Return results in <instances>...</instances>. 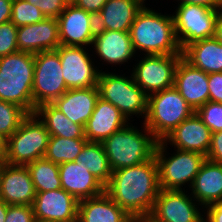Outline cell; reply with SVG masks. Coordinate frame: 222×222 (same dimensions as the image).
Segmentation results:
<instances>
[{
    "mask_svg": "<svg viewBox=\"0 0 222 222\" xmlns=\"http://www.w3.org/2000/svg\"><path fill=\"white\" fill-rule=\"evenodd\" d=\"M160 191L155 157L111 173L105 193L136 222H144L151 214Z\"/></svg>",
    "mask_w": 222,
    "mask_h": 222,
    "instance_id": "obj_1",
    "label": "cell"
},
{
    "mask_svg": "<svg viewBox=\"0 0 222 222\" xmlns=\"http://www.w3.org/2000/svg\"><path fill=\"white\" fill-rule=\"evenodd\" d=\"M129 34L135 52L142 50L145 55L182 54L173 16L162 15L145 5L137 13Z\"/></svg>",
    "mask_w": 222,
    "mask_h": 222,
    "instance_id": "obj_2",
    "label": "cell"
},
{
    "mask_svg": "<svg viewBox=\"0 0 222 222\" xmlns=\"http://www.w3.org/2000/svg\"><path fill=\"white\" fill-rule=\"evenodd\" d=\"M34 54L18 51L0 58V100L33 114Z\"/></svg>",
    "mask_w": 222,
    "mask_h": 222,
    "instance_id": "obj_3",
    "label": "cell"
},
{
    "mask_svg": "<svg viewBox=\"0 0 222 222\" xmlns=\"http://www.w3.org/2000/svg\"><path fill=\"white\" fill-rule=\"evenodd\" d=\"M144 133L128 124L101 142L112 171L141 164L154 156L158 140L144 125Z\"/></svg>",
    "mask_w": 222,
    "mask_h": 222,
    "instance_id": "obj_4",
    "label": "cell"
},
{
    "mask_svg": "<svg viewBox=\"0 0 222 222\" xmlns=\"http://www.w3.org/2000/svg\"><path fill=\"white\" fill-rule=\"evenodd\" d=\"M194 110L173 86L148 96L145 125L158 140H163Z\"/></svg>",
    "mask_w": 222,
    "mask_h": 222,
    "instance_id": "obj_5",
    "label": "cell"
},
{
    "mask_svg": "<svg viewBox=\"0 0 222 222\" xmlns=\"http://www.w3.org/2000/svg\"><path fill=\"white\" fill-rule=\"evenodd\" d=\"M50 134L35 114H29L7 139L5 163L27 165L44 158Z\"/></svg>",
    "mask_w": 222,
    "mask_h": 222,
    "instance_id": "obj_6",
    "label": "cell"
},
{
    "mask_svg": "<svg viewBox=\"0 0 222 222\" xmlns=\"http://www.w3.org/2000/svg\"><path fill=\"white\" fill-rule=\"evenodd\" d=\"M167 142L158 141L154 157L158 165L159 187L167 190H182L181 186L190 182L200 171L206 156L195 151L176 149V154L166 157Z\"/></svg>",
    "mask_w": 222,
    "mask_h": 222,
    "instance_id": "obj_7",
    "label": "cell"
},
{
    "mask_svg": "<svg viewBox=\"0 0 222 222\" xmlns=\"http://www.w3.org/2000/svg\"><path fill=\"white\" fill-rule=\"evenodd\" d=\"M129 78L100 71L99 97L117 107L128 121L132 114L143 115L145 119L148 95L134 82L132 75Z\"/></svg>",
    "mask_w": 222,
    "mask_h": 222,
    "instance_id": "obj_8",
    "label": "cell"
},
{
    "mask_svg": "<svg viewBox=\"0 0 222 222\" xmlns=\"http://www.w3.org/2000/svg\"><path fill=\"white\" fill-rule=\"evenodd\" d=\"M67 90L58 52L52 50L34 54L33 114L38 106L53 103Z\"/></svg>",
    "mask_w": 222,
    "mask_h": 222,
    "instance_id": "obj_9",
    "label": "cell"
},
{
    "mask_svg": "<svg viewBox=\"0 0 222 222\" xmlns=\"http://www.w3.org/2000/svg\"><path fill=\"white\" fill-rule=\"evenodd\" d=\"M218 12L201 5L178 3L172 16L182 51L194 42L214 37Z\"/></svg>",
    "mask_w": 222,
    "mask_h": 222,
    "instance_id": "obj_10",
    "label": "cell"
},
{
    "mask_svg": "<svg viewBox=\"0 0 222 222\" xmlns=\"http://www.w3.org/2000/svg\"><path fill=\"white\" fill-rule=\"evenodd\" d=\"M144 57L135 65V68L133 67L134 82L148 96L173 87L175 70L183 55H145Z\"/></svg>",
    "mask_w": 222,
    "mask_h": 222,
    "instance_id": "obj_11",
    "label": "cell"
},
{
    "mask_svg": "<svg viewBox=\"0 0 222 222\" xmlns=\"http://www.w3.org/2000/svg\"><path fill=\"white\" fill-rule=\"evenodd\" d=\"M192 197L185 194V189H160L153 210L144 222H202L204 217Z\"/></svg>",
    "mask_w": 222,
    "mask_h": 222,
    "instance_id": "obj_12",
    "label": "cell"
},
{
    "mask_svg": "<svg viewBox=\"0 0 222 222\" xmlns=\"http://www.w3.org/2000/svg\"><path fill=\"white\" fill-rule=\"evenodd\" d=\"M86 47L60 45L56 51L67 89L97 87L100 70L93 66Z\"/></svg>",
    "mask_w": 222,
    "mask_h": 222,
    "instance_id": "obj_13",
    "label": "cell"
},
{
    "mask_svg": "<svg viewBox=\"0 0 222 222\" xmlns=\"http://www.w3.org/2000/svg\"><path fill=\"white\" fill-rule=\"evenodd\" d=\"M60 45L92 46L96 32V17L69 2L57 18Z\"/></svg>",
    "mask_w": 222,
    "mask_h": 222,
    "instance_id": "obj_14",
    "label": "cell"
},
{
    "mask_svg": "<svg viewBox=\"0 0 222 222\" xmlns=\"http://www.w3.org/2000/svg\"><path fill=\"white\" fill-rule=\"evenodd\" d=\"M36 190L26 165L0 166V199L8 205L32 206Z\"/></svg>",
    "mask_w": 222,
    "mask_h": 222,
    "instance_id": "obj_15",
    "label": "cell"
},
{
    "mask_svg": "<svg viewBox=\"0 0 222 222\" xmlns=\"http://www.w3.org/2000/svg\"><path fill=\"white\" fill-rule=\"evenodd\" d=\"M78 203L73 195L59 188L36 193L33 210L39 220L53 222H77Z\"/></svg>",
    "mask_w": 222,
    "mask_h": 222,
    "instance_id": "obj_16",
    "label": "cell"
},
{
    "mask_svg": "<svg viewBox=\"0 0 222 222\" xmlns=\"http://www.w3.org/2000/svg\"><path fill=\"white\" fill-rule=\"evenodd\" d=\"M174 87L194 112L209 101L208 74L192 66L183 57L175 70Z\"/></svg>",
    "mask_w": 222,
    "mask_h": 222,
    "instance_id": "obj_17",
    "label": "cell"
},
{
    "mask_svg": "<svg viewBox=\"0 0 222 222\" xmlns=\"http://www.w3.org/2000/svg\"><path fill=\"white\" fill-rule=\"evenodd\" d=\"M60 46L57 18H44L42 21L18 27L17 48L32 54L56 50Z\"/></svg>",
    "mask_w": 222,
    "mask_h": 222,
    "instance_id": "obj_18",
    "label": "cell"
},
{
    "mask_svg": "<svg viewBox=\"0 0 222 222\" xmlns=\"http://www.w3.org/2000/svg\"><path fill=\"white\" fill-rule=\"evenodd\" d=\"M211 130L203 123L194 112L189 118L181 122L164 139V142L172 143L174 148L183 151H195L205 156L211 145Z\"/></svg>",
    "mask_w": 222,
    "mask_h": 222,
    "instance_id": "obj_19",
    "label": "cell"
},
{
    "mask_svg": "<svg viewBox=\"0 0 222 222\" xmlns=\"http://www.w3.org/2000/svg\"><path fill=\"white\" fill-rule=\"evenodd\" d=\"M59 177L61 188L79 201L105 192V186L81 162L59 164Z\"/></svg>",
    "mask_w": 222,
    "mask_h": 222,
    "instance_id": "obj_20",
    "label": "cell"
},
{
    "mask_svg": "<svg viewBox=\"0 0 222 222\" xmlns=\"http://www.w3.org/2000/svg\"><path fill=\"white\" fill-rule=\"evenodd\" d=\"M126 123L129 124L128 120L117 107L99 97L84 127L85 138L88 142H102L126 126Z\"/></svg>",
    "mask_w": 222,
    "mask_h": 222,
    "instance_id": "obj_21",
    "label": "cell"
},
{
    "mask_svg": "<svg viewBox=\"0 0 222 222\" xmlns=\"http://www.w3.org/2000/svg\"><path fill=\"white\" fill-rule=\"evenodd\" d=\"M146 0H108L96 16V30L129 32Z\"/></svg>",
    "mask_w": 222,
    "mask_h": 222,
    "instance_id": "obj_22",
    "label": "cell"
},
{
    "mask_svg": "<svg viewBox=\"0 0 222 222\" xmlns=\"http://www.w3.org/2000/svg\"><path fill=\"white\" fill-rule=\"evenodd\" d=\"M99 98L98 87L68 89L52 104L76 124L85 127Z\"/></svg>",
    "mask_w": 222,
    "mask_h": 222,
    "instance_id": "obj_23",
    "label": "cell"
},
{
    "mask_svg": "<svg viewBox=\"0 0 222 222\" xmlns=\"http://www.w3.org/2000/svg\"><path fill=\"white\" fill-rule=\"evenodd\" d=\"M92 45L101 60L110 64L128 62L136 53L129 32L96 30Z\"/></svg>",
    "mask_w": 222,
    "mask_h": 222,
    "instance_id": "obj_24",
    "label": "cell"
},
{
    "mask_svg": "<svg viewBox=\"0 0 222 222\" xmlns=\"http://www.w3.org/2000/svg\"><path fill=\"white\" fill-rule=\"evenodd\" d=\"M77 222H136L105 192L78 203Z\"/></svg>",
    "mask_w": 222,
    "mask_h": 222,
    "instance_id": "obj_25",
    "label": "cell"
},
{
    "mask_svg": "<svg viewBox=\"0 0 222 222\" xmlns=\"http://www.w3.org/2000/svg\"><path fill=\"white\" fill-rule=\"evenodd\" d=\"M193 201L205 208L222 201V164L206 159L191 185ZM195 199V200H194Z\"/></svg>",
    "mask_w": 222,
    "mask_h": 222,
    "instance_id": "obj_26",
    "label": "cell"
},
{
    "mask_svg": "<svg viewBox=\"0 0 222 222\" xmlns=\"http://www.w3.org/2000/svg\"><path fill=\"white\" fill-rule=\"evenodd\" d=\"M182 55L192 66L207 74L222 72V43L215 37L188 45Z\"/></svg>",
    "mask_w": 222,
    "mask_h": 222,
    "instance_id": "obj_27",
    "label": "cell"
},
{
    "mask_svg": "<svg viewBox=\"0 0 222 222\" xmlns=\"http://www.w3.org/2000/svg\"><path fill=\"white\" fill-rule=\"evenodd\" d=\"M34 114L45 125L51 136L71 139L85 138L84 126L72 122L52 103L38 106Z\"/></svg>",
    "mask_w": 222,
    "mask_h": 222,
    "instance_id": "obj_28",
    "label": "cell"
},
{
    "mask_svg": "<svg viewBox=\"0 0 222 222\" xmlns=\"http://www.w3.org/2000/svg\"><path fill=\"white\" fill-rule=\"evenodd\" d=\"M75 162H81L106 186L113 172L101 142H87Z\"/></svg>",
    "mask_w": 222,
    "mask_h": 222,
    "instance_id": "obj_29",
    "label": "cell"
},
{
    "mask_svg": "<svg viewBox=\"0 0 222 222\" xmlns=\"http://www.w3.org/2000/svg\"><path fill=\"white\" fill-rule=\"evenodd\" d=\"M36 193L61 188L59 165L45 158L37 159L26 165Z\"/></svg>",
    "mask_w": 222,
    "mask_h": 222,
    "instance_id": "obj_30",
    "label": "cell"
},
{
    "mask_svg": "<svg viewBox=\"0 0 222 222\" xmlns=\"http://www.w3.org/2000/svg\"><path fill=\"white\" fill-rule=\"evenodd\" d=\"M87 142L86 138L71 139L50 135L44 158L58 165L73 162Z\"/></svg>",
    "mask_w": 222,
    "mask_h": 222,
    "instance_id": "obj_31",
    "label": "cell"
},
{
    "mask_svg": "<svg viewBox=\"0 0 222 222\" xmlns=\"http://www.w3.org/2000/svg\"><path fill=\"white\" fill-rule=\"evenodd\" d=\"M28 115L20 106L0 100V134L8 139Z\"/></svg>",
    "mask_w": 222,
    "mask_h": 222,
    "instance_id": "obj_32",
    "label": "cell"
},
{
    "mask_svg": "<svg viewBox=\"0 0 222 222\" xmlns=\"http://www.w3.org/2000/svg\"><path fill=\"white\" fill-rule=\"evenodd\" d=\"M46 18L42 12L25 0H13L10 21L18 28L35 24Z\"/></svg>",
    "mask_w": 222,
    "mask_h": 222,
    "instance_id": "obj_33",
    "label": "cell"
},
{
    "mask_svg": "<svg viewBox=\"0 0 222 222\" xmlns=\"http://www.w3.org/2000/svg\"><path fill=\"white\" fill-rule=\"evenodd\" d=\"M196 113L212 133L222 131V103L208 101Z\"/></svg>",
    "mask_w": 222,
    "mask_h": 222,
    "instance_id": "obj_34",
    "label": "cell"
},
{
    "mask_svg": "<svg viewBox=\"0 0 222 222\" xmlns=\"http://www.w3.org/2000/svg\"><path fill=\"white\" fill-rule=\"evenodd\" d=\"M17 30L11 21L0 24V58L18 52Z\"/></svg>",
    "mask_w": 222,
    "mask_h": 222,
    "instance_id": "obj_35",
    "label": "cell"
},
{
    "mask_svg": "<svg viewBox=\"0 0 222 222\" xmlns=\"http://www.w3.org/2000/svg\"><path fill=\"white\" fill-rule=\"evenodd\" d=\"M37 7L46 18H58L69 3L67 0H25Z\"/></svg>",
    "mask_w": 222,
    "mask_h": 222,
    "instance_id": "obj_36",
    "label": "cell"
},
{
    "mask_svg": "<svg viewBox=\"0 0 222 222\" xmlns=\"http://www.w3.org/2000/svg\"><path fill=\"white\" fill-rule=\"evenodd\" d=\"M34 210L29 205H8L5 222H33Z\"/></svg>",
    "mask_w": 222,
    "mask_h": 222,
    "instance_id": "obj_37",
    "label": "cell"
},
{
    "mask_svg": "<svg viewBox=\"0 0 222 222\" xmlns=\"http://www.w3.org/2000/svg\"><path fill=\"white\" fill-rule=\"evenodd\" d=\"M209 101L222 103V72L208 74Z\"/></svg>",
    "mask_w": 222,
    "mask_h": 222,
    "instance_id": "obj_38",
    "label": "cell"
},
{
    "mask_svg": "<svg viewBox=\"0 0 222 222\" xmlns=\"http://www.w3.org/2000/svg\"><path fill=\"white\" fill-rule=\"evenodd\" d=\"M206 159L214 163L222 164V131L212 133L211 145Z\"/></svg>",
    "mask_w": 222,
    "mask_h": 222,
    "instance_id": "obj_39",
    "label": "cell"
},
{
    "mask_svg": "<svg viewBox=\"0 0 222 222\" xmlns=\"http://www.w3.org/2000/svg\"><path fill=\"white\" fill-rule=\"evenodd\" d=\"M107 1L108 0H71V3L96 17Z\"/></svg>",
    "mask_w": 222,
    "mask_h": 222,
    "instance_id": "obj_40",
    "label": "cell"
},
{
    "mask_svg": "<svg viewBox=\"0 0 222 222\" xmlns=\"http://www.w3.org/2000/svg\"><path fill=\"white\" fill-rule=\"evenodd\" d=\"M206 222H222V201L206 207Z\"/></svg>",
    "mask_w": 222,
    "mask_h": 222,
    "instance_id": "obj_41",
    "label": "cell"
},
{
    "mask_svg": "<svg viewBox=\"0 0 222 222\" xmlns=\"http://www.w3.org/2000/svg\"><path fill=\"white\" fill-rule=\"evenodd\" d=\"M12 3L13 0H0V24L10 21Z\"/></svg>",
    "mask_w": 222,
    "mask_h": 222,
    "instance_id": "obj_42",
    "label": "cell"
},
{
    "mask_svg": "<svg viewBox=\"0 0 222 222\" xmlns=\"http://www.w3.org/2000/svg\"><path fill=\"white\" fill-rule=\"evenodd\" d=\"M180 4H194L205 6L209 9L220 10L221 0H179Z\"/></svg>",
    "mask_w": 222,
    "mask_h": 222,
    "instance_id": "obj_43",
    "label": "cell"
},
{
    "mask_svg": "<svg viewBox=\"0 0 222 222\" xmlns=\"http://www.w3.org/2000/svg\"><path fill=\"white\" fill-rule=\"evenodd\" d=\"M214 37L222 43V10L218 12Z\"/></svg>",
    "mask_w": 222,
    "mask_h": 222,
    "instance_id": "obj_44",
    "label": "cell"
},
{
    "mask_svg": "<svg viewBox=\"0 0 222 222\" xmlns=\"http://www.w3.org/2000/svg\"><path fill=\"white\" fill-rule=\"evenodd\" d=\"M7 139L0 134V160L4 162L6 156Z\"/></svg>",
    "mask_w": 222,
    "mask_h": 222,
    "instance_id": "obj_45",
    "label": "cell"
},
{
    "mask_svg": "<svg viewBox=\"0 0 222 222\" xmlns=\"http://www.w3.org/2000/svg\"><path fill=\"white\" fill-rule=\"evenodd\" d=\"M7 209H8V204L2 199H0V222H5Z\"/></svg>",
    "mask_w": 222,
    "mask_h": 222,
    "instance_id": "obj_46",
    "label": "cell"
},
{
    "mask_svg": "<svg viewBox=\"0 0 222 222\" xmlns=\"http://www.w3.org/2000/svg\"><path fill=\"white\" fill-rule=\"evenodd\" d=\"M33 222H53V221L39 220V219L35 218V220Z\"/></svg>",
    "mask_w": 222,
    "mask_h": 222,
    "instance_id": "obj_47",
    "label": "cell"
},
{
    "mask_svg": "<svg viewBox=\"0 0 222 222\" xmlns=\"http://www.w3.org/2000/svg\"><path fill=\"white\" fill-rule=\"evenodd\" d=\"M220 10H222V0H221V3H220Z\"/></svg>",
    "mask_w": 222,
    "mask_h": 222,
    "instance_id": "obj_48",
    "label": "cell"
}]
</instances>
